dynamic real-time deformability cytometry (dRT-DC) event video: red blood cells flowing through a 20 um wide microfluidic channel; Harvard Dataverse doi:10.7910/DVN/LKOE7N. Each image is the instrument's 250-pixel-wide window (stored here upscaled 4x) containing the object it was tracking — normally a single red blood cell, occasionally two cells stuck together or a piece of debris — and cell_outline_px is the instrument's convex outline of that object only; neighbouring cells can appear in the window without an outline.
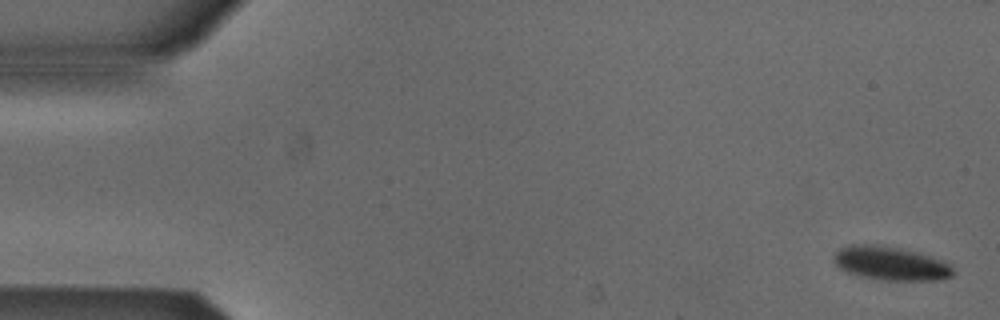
{"species": "Egyptian fruit bat (a non-hibernating species)", "species_latin": "Rousettus aegyptiacus", "temperature_condition": "cold", "stored_images_in_passage": 53, "camera_frame_rate_fps": 3000, "um_per_image_px": 0.085, "animal": {"sex": "male"}, "frame": {"image": 1, "passage_image": 1, "time_ms": 0.0, "image_size_px": [1000, 320], "cell_outline_px": [[952, 276], [944, 280], [880, 280], [856, 276], [840, 268], [832, 260], [832, 256], [840, 248], [848, 244], [872, 244], [900, 248], [916, 252], [940, 260], [948, 264], [952, 268]], "centroid_in_image_um": [75.64, 22.39], "position_along_channel_um": 9.4, "area_um2": 23.47}}
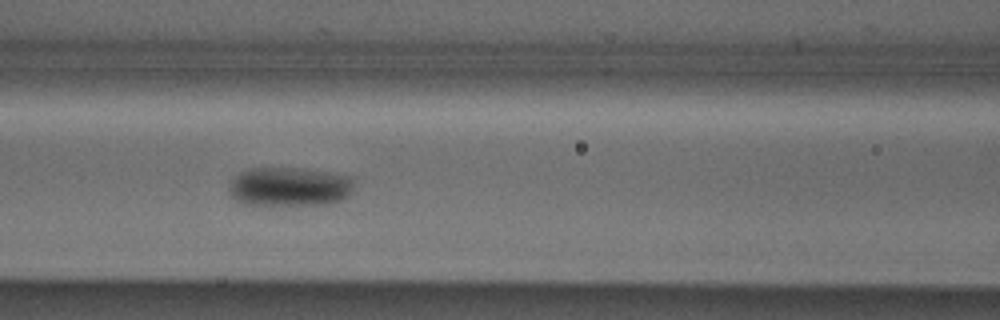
{"frame": {"image": 2, "passage_image": 22, "time_ms": 7.0, "image_size_px": [1000, 320], "cell_outline_px": [[352, 188], [348, 196], [344, 200], [328, 204], [244, 204], [236, 200], [228, 192], [228, 188], [232, 180], [240, 172], [252, 168], [304, 168], [328, 172], [348, 176], [352, 180]], "centroid_in_image_um": [24.6, 15.86], "position_along_channel_um": 142.0, "area_um2": 28.32}}
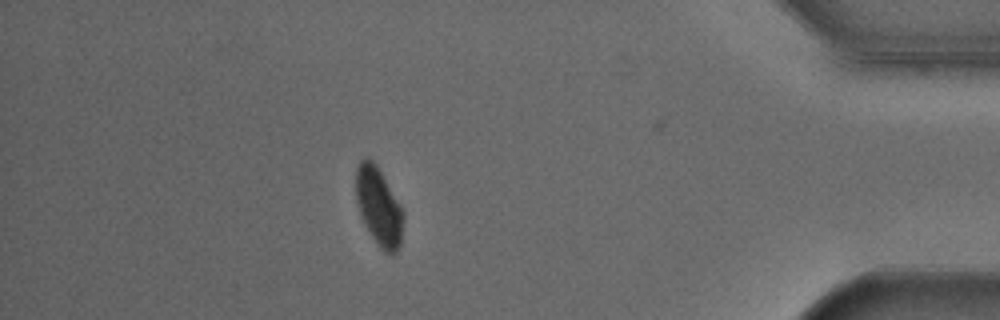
{"frame": {"image": 3, "passage_image": 46, "time_ms": 15.0, "image_size_px": [1000, 320], "cell_outline_px": [[404, 220], [400, 244], [396, 252], [392, 256], [384, 252], [376, 244], [364, 224], [360, 216], [356, 200], [356, 164], [364, 156], [368, 156], [376, 164], [404, 212]], "centroid_in_image_um": [32.18, 17.57], "position_along_channel_um": 403.0, "area_um2": 21.85}, "authors_computed_cell_mechanics": {"area_um2": 25.2586, "velocity_mm_per_s": 3.8478, "shape_relaxation_time_tau1_ms": 4.9121, "shape_relaxation_time_tau2_ms": null, "deformation_change_tau1": 0.068, "deformation_change_tau2": null}}